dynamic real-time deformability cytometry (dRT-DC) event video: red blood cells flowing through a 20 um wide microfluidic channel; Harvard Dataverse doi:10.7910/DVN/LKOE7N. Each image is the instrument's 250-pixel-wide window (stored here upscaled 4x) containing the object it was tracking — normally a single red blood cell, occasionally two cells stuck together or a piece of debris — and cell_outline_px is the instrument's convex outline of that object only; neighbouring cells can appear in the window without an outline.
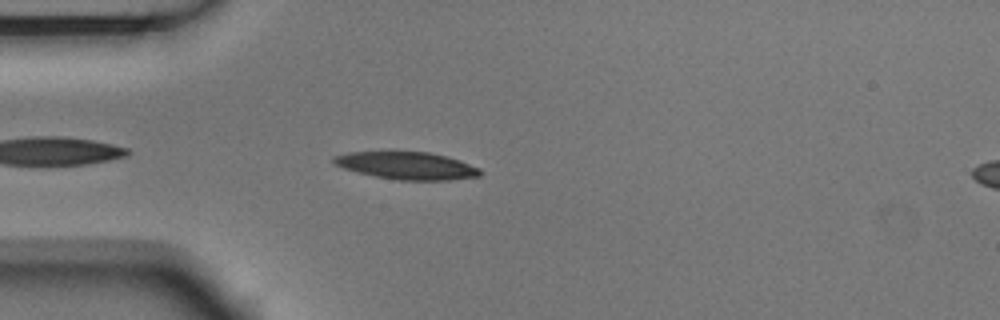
{"species": "Egyptian fruit bat (a non-hibernating species)", "species_latin": "Rousettus aegyptiacus", "temperature_condition": "room temperature", "stored_images_in_passage": 8, "camera_frame_rate_fps": 3000, "um_per_image_px": 0.085, "animal": {"sex": "male"}, "frame": {"image": 1, "passage_image": 3, "time_ms": 0.667, "image_size_px": [1000, 320], "cell_outline_px": [[484, 172], [480, 176], [448, 180], [400, 180], [376, 176], [344, 168], [336, 164], [332, 160], [332, 156], [348, 152], [428, 152], [460, 160], [480, 168]], "centroid_in_image_um": [34.62, 14.08], "position_along_channel_um": 50.4, "area_um2": 23.18}}